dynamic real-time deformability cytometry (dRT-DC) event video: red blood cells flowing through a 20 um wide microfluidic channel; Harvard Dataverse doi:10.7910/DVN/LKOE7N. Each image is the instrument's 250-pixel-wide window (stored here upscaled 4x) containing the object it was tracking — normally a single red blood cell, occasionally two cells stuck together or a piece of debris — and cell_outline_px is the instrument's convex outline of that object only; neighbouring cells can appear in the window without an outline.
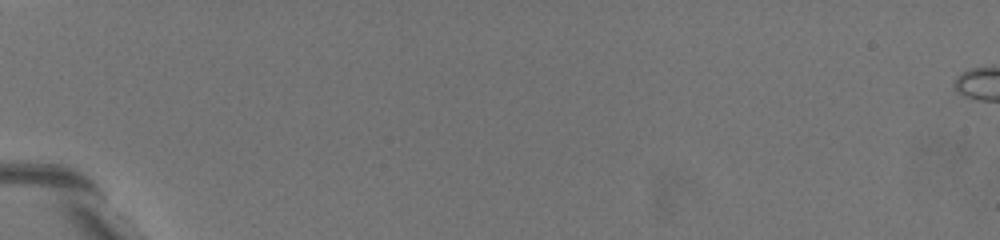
{"species": "common noctule bat (a hibernating species)", "species_latin": "Nyctalus noctula", "temperature_condition": "warm", "stored_images_in_passage": 2, "camera_frame_rate_fps": 3000, "um_per_image_px": 0.085, "animal": {"sex": "female", "body_mass_g": 19.5, "forearm_length_mm": 54.1}, "frame": {"image": 1, "passage_image": 1, "time_ms": 0.0, "image_size_px": [1000, 240], "cell_outline_px": [[176, 208], [168, 208], [112, 168], [92, 136], [112, 140], [124, 144], [132, 148], [148, 164], [164, 184], [176, 204]], "centroid_in_image_um": [11.47, 14.43], "position_along_channel_um": 73.5, "area_um2": 14.39}}